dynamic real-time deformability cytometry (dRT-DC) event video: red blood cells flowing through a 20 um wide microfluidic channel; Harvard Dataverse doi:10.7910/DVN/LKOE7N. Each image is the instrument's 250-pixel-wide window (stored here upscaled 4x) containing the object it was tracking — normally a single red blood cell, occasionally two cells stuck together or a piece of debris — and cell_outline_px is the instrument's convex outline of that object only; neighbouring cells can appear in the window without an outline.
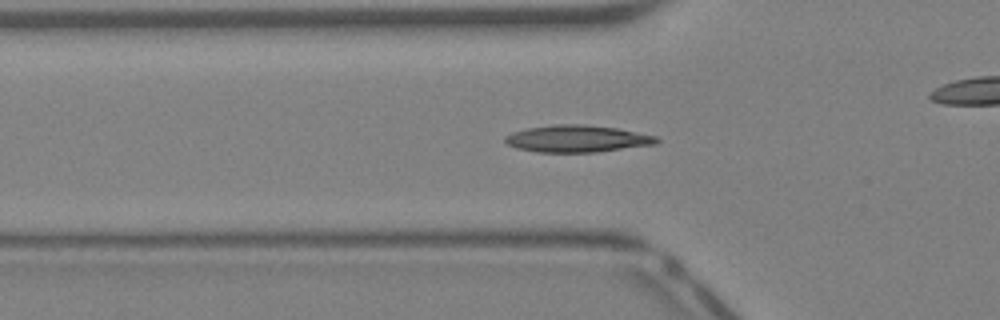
{"species": "Egyptian fruit bat (a non-hibernating species)", "species_latin": "Rousettus aegyptiacus", "temperature_condition": "warm", "stored_images_in_passage": 41, "camera_frame_rate_fps": 3000, "um_per_image_px": 0.085, "animal": {"sex": "female"}, "frame": {"image": 1, "passage_image": 13, "time_ms": 4.0, "image_size_px": [1000, 320], "cell_outline_px": [[660, 140], [656, 144], [596, 152], [536, 152], [516, 148], [508, 144], [504, 140], [504, 136], [512, 132], [528, 128], [556, 124], [584, 124], [616, 128], [656, 136]], "centroid_in_image_um": [49.04, 11.79], "position_along_channel_um": 76.8, "area_um2": 23.76}}
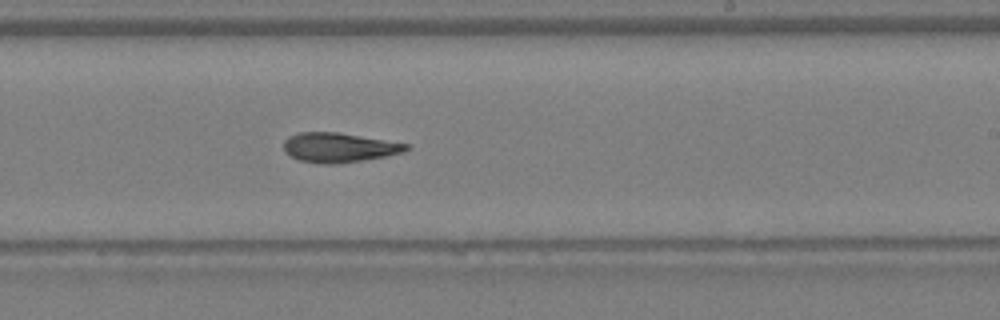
{"frame": {"image": 2, "passage_image": 24, "time_ms": 7.667, "image_size_px": [1000, 320], "cell_outline_px": [[412, 148], [404, 152], [384, 156], [360, 160], [332, 164], [320, 164], [300, 160], [284, 152], [284, 140], [288, 136], [300, 132], [336, 132], [408, 144]], "centroid_in_image_um": [28.78, 12.53], "position_along_channel_um": 260.2, "area_um2": 20.81}}
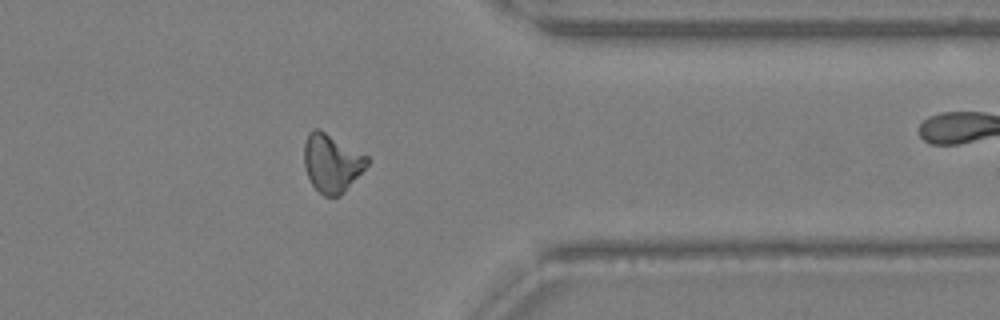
{"frame": {"image": 3, "passage_image": 32, "time_ms": 10.333, "image_size_px": [1000, 320], "cell_outline_px": [[368, 164], [344, 192], [340, 196], [324, 196], [312, 184], [304, 168], [304, 144], [308, 132], [316, 128], [320, 128], [368, 156]], "centroid_in_image_um": [28.18, 13.83], "position_along_channel_um": 383.2, "area_um2": 21.33}}